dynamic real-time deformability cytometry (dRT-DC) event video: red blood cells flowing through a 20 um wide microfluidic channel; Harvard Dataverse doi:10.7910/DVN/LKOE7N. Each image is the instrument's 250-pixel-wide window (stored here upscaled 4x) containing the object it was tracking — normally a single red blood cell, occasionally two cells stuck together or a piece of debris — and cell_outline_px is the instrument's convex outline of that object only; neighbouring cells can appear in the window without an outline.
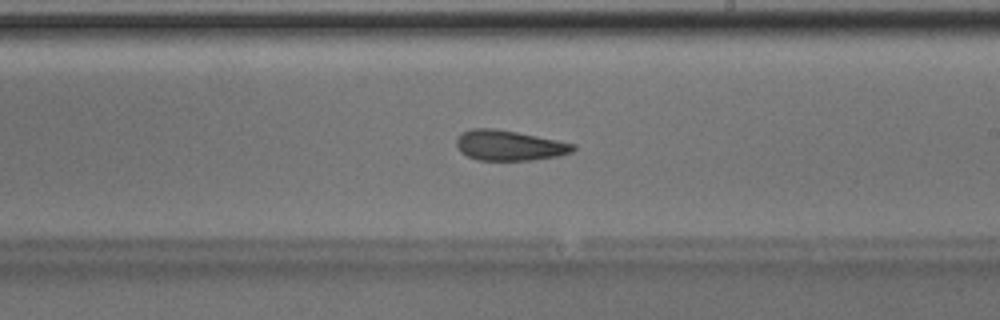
{"species": "Egyptian fruit bat (a non-hibernating species)", "species_latin": "Rousettus aegyptiacus", "temperature_condition": "room temperature", "stored_images_in_passage": 50, "camera_frame_rate_fps": 3000, "um_per_image_px": 0.085, "animal": {"sex": "male"}, "frame": {"image": 1, "passage_image": 29, "time_ms": 9.333, "image_size_px": [1000, 320], "cell_outline_px": [[576, 148], [572, 152], [560, 156], [532, 160], [480, 160], [468, 156], [460, 152], [456, 144], [456, 136], [460, 132], [472, 128], [496, 128], [576, 144]], "centroid_in_image_um": [43.26, 12.35], "position_along_channel_um": 245.7, "area_um2": 20.69}, "authors_computed_cell_mechanics": {"area_um2": 21.4149, "velocity_mm_per_s": 4.0423, "shape_relaxation_time_tau1_ms": 7.1531, "shape_relaxation_time_tau2_ms": 2.2873, "deformation_change_tau1": 0.1548, "deformation_change_tau2": 0.0924}}